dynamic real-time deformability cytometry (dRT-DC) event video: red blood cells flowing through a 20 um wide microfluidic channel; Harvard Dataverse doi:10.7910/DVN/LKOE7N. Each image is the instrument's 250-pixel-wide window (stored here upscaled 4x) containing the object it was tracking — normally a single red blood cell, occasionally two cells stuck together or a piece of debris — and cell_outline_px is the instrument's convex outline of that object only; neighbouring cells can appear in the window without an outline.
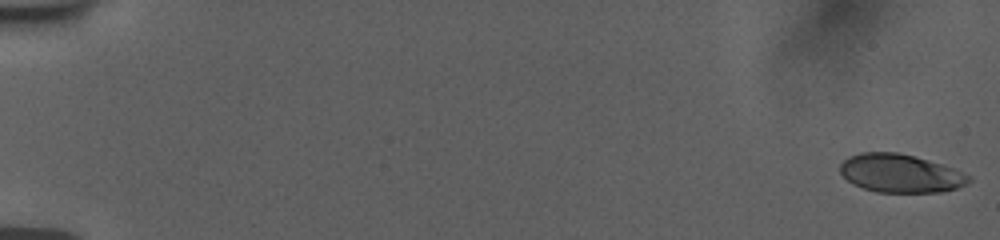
{"species": "human", "species_latin": "Homo sapiens", "temperature_condition": "room temperature", "stored_images_in_passage": 56, "camera_frame_rate_fps": 3000, "um_per_image_px": 0.085, "donor": {"sex": "female"}, "frame": {"image": 1, "passage_image": 1, "time_ms": 0.0, "image_size_px": [1000, 240], "cell_outline_px": [[972, 180], [968, 184], [956, 188], [940, 192], [876, 192], [852, 184], [840, 172], [840, 164], [848, 156], [860, 152], [896, 152], [912, 156], [940, 164], [952, 168], [972, 176]], "centroid_in_image_um": [76.53, 14.74], "position_along_channel_um": 8.5, "area_um2": 28.61}}
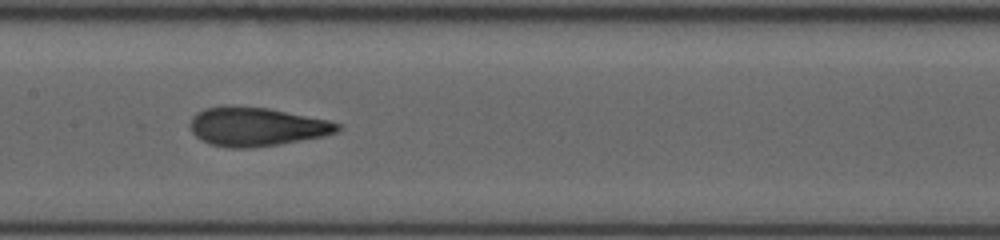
{"frame": {"image": 2, "passage_image": 30, "time_ms": 9.667, "image_size_px": [1000, 240], "cell_outline_px": [[340, 128], [336, 132], [324, 136], [280, 144], [252, 148], [228, 148], [212, 144], [200, 140], [192, 132], [188, 124], [192, 116], [196, 112], [204, 108], [224, 104], [268, 108], [328, 120], [340, 124]], "centroid_in_image_um": [21.73, 10.75], "position_along_channel_um": 185.7, "area_um2": 33.7}}
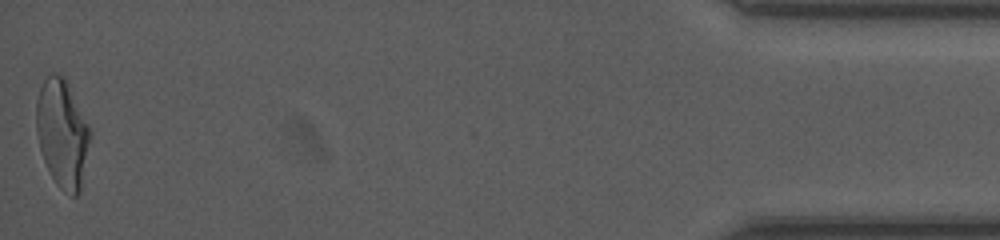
{"frame": {"image": 3, "passage_image": 56, "time_ms": 18.333, "image_size_px": [1000, 240], "cell_outline_px": [[92, 136], [80, 192], [76, 196], [72, 196], [64, 192], [56, 184], [44, 160], [40, 148], [36, 132], [36, 100], [40, 88], [44, 80], [52, 72], [60, 72], [64, 76], [92, 132]], "centroid_in_image_um": [5.31, 11.34], "position_along_channel_um": 429.9, "area_um2": 34.1}, "authors_computed_cell_mechanics": {"area_um2": 32.2813, "velocity_mm_per_s": 3.7805, "shape_relaxation_time_tau1_ms": 5.7385, "shape_relaxation_time_tau2_ms": 1.2901, "deformation_change_tau1": 0.2237, "deformation_change_tau2": 0.0955}}